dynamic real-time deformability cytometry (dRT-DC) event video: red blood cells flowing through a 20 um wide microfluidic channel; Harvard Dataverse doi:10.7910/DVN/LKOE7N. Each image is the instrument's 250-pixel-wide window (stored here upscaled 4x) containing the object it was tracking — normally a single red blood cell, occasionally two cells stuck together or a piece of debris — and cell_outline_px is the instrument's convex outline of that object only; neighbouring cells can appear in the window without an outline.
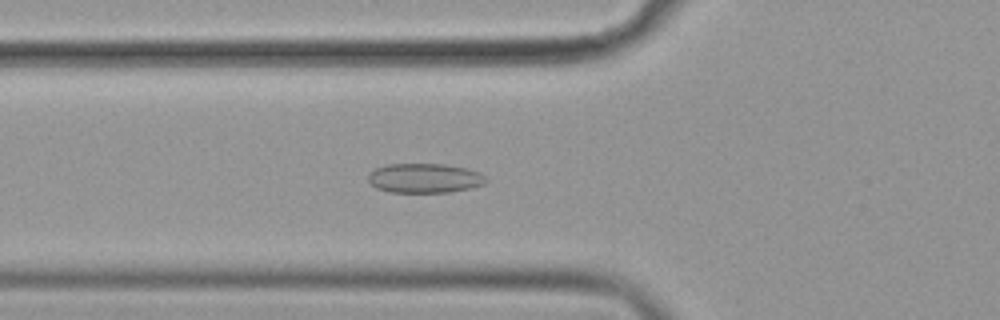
{"species": "common noctule bat (a hibernating species)", "species_latin": "Nyctalus noctula", "temperature_condition": "cold", "stored_images_in_passage": 57, "camera_frame_rate_fps": 3000, "um_per_image_px": 0.085, "animal": {"sex": "female", "body_mass_g": 19.9}, "frame": {"image": 1, "passage_image": 20, "time_ms": 6.333, "image_size_px": [1000, 320], "cell_outline_px": [[488, 180], [484, 184], [472, 188], [448, 192], [388, 192], [376, 188], [368, 180], [368, 172], [376, 168], [388, 164], [444, 164], [468, 168], [480, 172]], "centroid_in_image_um": [36.1, 15.14], "position_along_channel_um": 89.7, "area_um2": 20.4}}
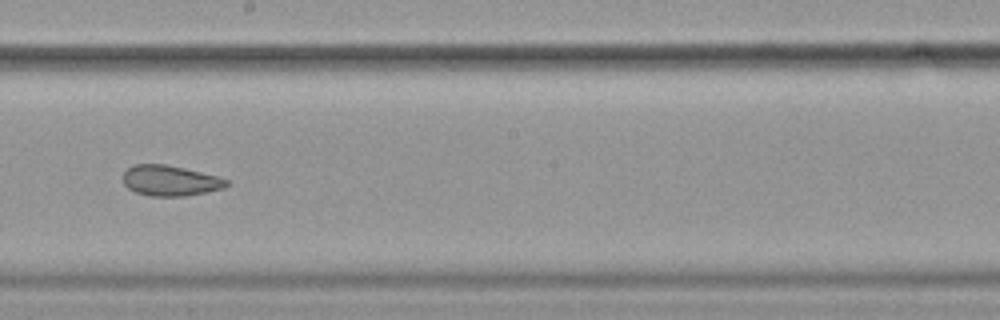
{"frame": {"image": 2, "passage_image": 32, "time_ms": 10.333, "image_size_px": [1000, 320], "cell_outline_px": [[228, 184], [224, 188], [184, 196], [148, 196], [136, 192], [128, 188], [124, 184], [124, 172], [132, 164], [164, 164], [200, 172], [216, 176], [228, 180]], "centroid_in_image_um": [14.43, 15.35], "position_along_channel_um": 233.8, "area_um2": 18.15}}
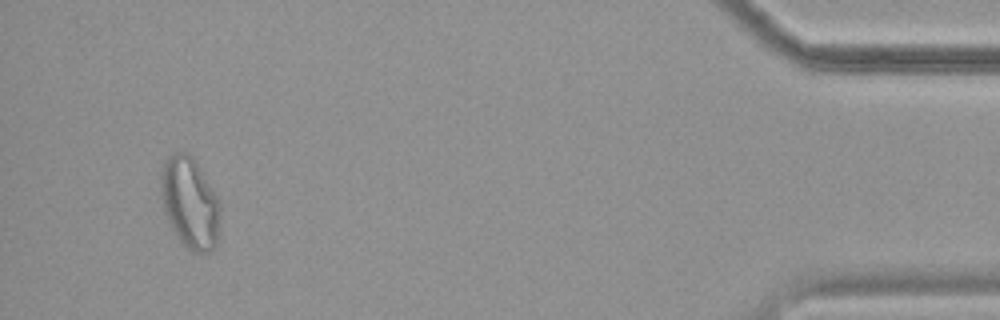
{"frame": {"image": 3, "passage_image": 53, "time_ms": 17.333, "image_size_px": [1000, 320], "cell_outline_px": [[220, 208], [216, 244], [208, 252], [196, 252], [188, 248], [180, 240], [172, 228], [168, 220], [164, 208], [160, 192], [160, 176], [164, 160], [168, 156], [176, 152], [188, 152], [192, 156], [216, 196]], "centroid_in_image_um": [16.1, 17.21], "position_along_channel_um": 419.1, "area_um2": 30.92}}